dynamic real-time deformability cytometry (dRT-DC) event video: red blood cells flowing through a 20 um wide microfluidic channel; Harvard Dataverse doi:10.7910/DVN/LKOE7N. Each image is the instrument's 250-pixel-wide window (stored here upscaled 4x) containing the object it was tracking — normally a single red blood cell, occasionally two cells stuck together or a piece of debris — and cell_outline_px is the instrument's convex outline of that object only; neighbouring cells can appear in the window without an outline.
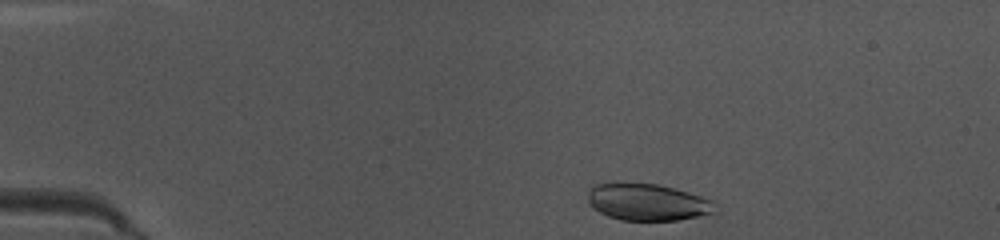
{"species": "common noctule bat (a hibernating species)", "species_latin": "Nyctalus noctula", "temperature_condition": "warm", "stored_images_in_passage": 42, "camera_frame_rate_fps": 3000, "um_per_image_px": 0.085, "animal": {"sex": "female", "body_mass_g": 10.0, "forearm_length_mm": 53.1}, "frame": {"image": 1, "passage_image": 2, "time_ms": 0.333, "image_size_px": [1000, 240], "cell_outline_px": [[716, 212], [676, 220], [620, 220], [608, 216], [592, 208], [588, 204], [588, 192], [592, 184], [612, 180], [656, 184], [676, 188], [716, 200]], "centroid_in_image_um": [54.99, 17.13], "position_along_channel_um": 30.0, "area_um2": 28.26}}
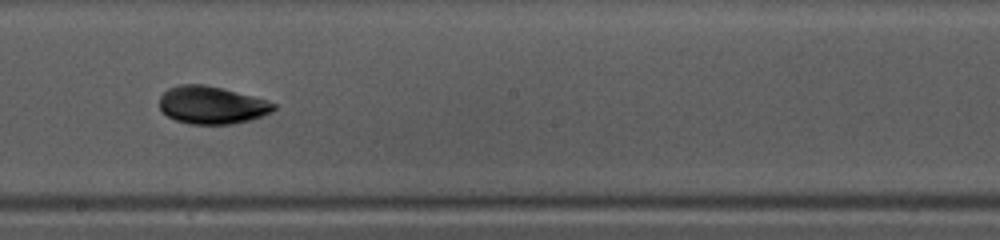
{"frame": {"image": 2, "passage_image": 21, "time_ms": 6.667, "image_size_px": [1000, 240], "cell_outline_px": [[276, 108], [272, 112], [264, 116], [252, 120], [232, 124], [188, 124], [176, 120], [160, 112], [160, 96], [168, 88], [180, 84], [204, 84], [224, 88], [268, 100], [276, 104]], "centroid_in_image_um": [18.02, 8.93], "position_along_channel_um": 230.2, "area_um2": 25.49}}
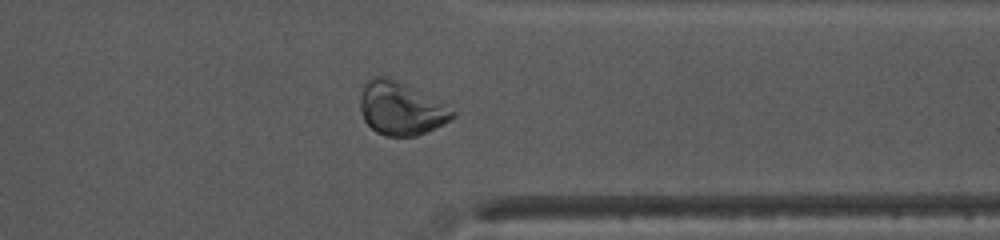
{"frame": {"image": 3, "passage_image": 32, "time_ms": 10.333, "image_size_px": [1000, 240], "cell_outline_px": [[456, 116], [416, 136], [384, 136], [376, 132], [364, 120], [360, 112], [360, 92], [364, 84], [372, 76], [388, 76], [444, 104], [456, 112]], "centroid_in_image_um": [34.0, 9.21], "position_along_channel_um": 377.4, "area_um2": 28.15}, "authors_computed_cell_mechanics": {"area_um2": 26.0967, "velocity_mm_per_s": 4.0718, "shape_relaxation_time_tau1_ms": 2.964, "shape_relaxation_time_tau2_ms": 3.8257, "deformation_change_tau1": 0.1258, "deformation_change_tau2": 0.0452}}